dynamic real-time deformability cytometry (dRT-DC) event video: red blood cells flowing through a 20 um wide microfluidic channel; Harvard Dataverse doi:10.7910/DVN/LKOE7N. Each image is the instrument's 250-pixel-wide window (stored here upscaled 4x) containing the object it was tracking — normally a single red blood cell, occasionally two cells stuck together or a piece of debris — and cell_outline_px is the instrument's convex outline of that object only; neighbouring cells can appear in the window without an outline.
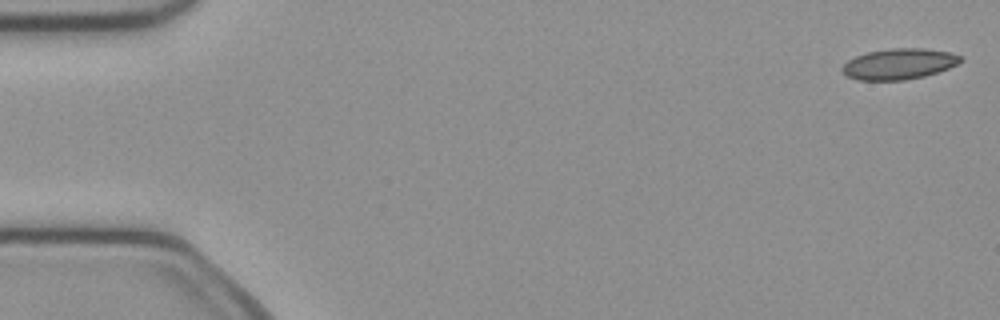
{"species": "common noctule bat (a hibernating species)", "species_latin": "Nyctalus noctula", "temperature_condition": "cold", "stored_images_in_passage": 50, "camera_frame_rate_fps": 3000, "um_per_image_px": 0.085, "animal": {"sex": "female", "body_mass_g": 21.9}, "frame": {"image": 1, "passage_image": 1, "time_ms": 0.0, "image_size_px": [1000, 320], "cell_outline_px": [[964, 60], [948, 68], [924, 76], [904, 80], [856, 80], [848, 76], [840, 68], [848, 60], [856, 56], [868, 52], [892, 48], [924, 48], [948, 52], [960, 56]], "centroid_in_image_um": [76.4, 5.43], "position_along_channel_um": 8.6, "area_um2": 21.04}}
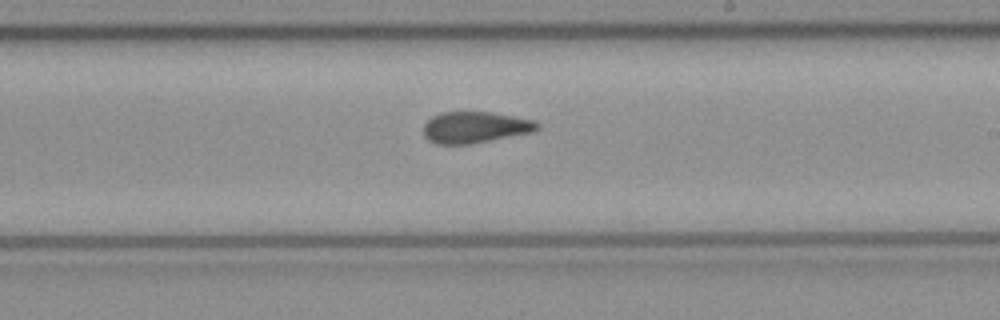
{"frame": {"image": 2, "passage_image": 29, "time_ms": 9.333, "image_size_px": [1000, 320], "cell_outline_px": [[540, 128], [536, 132], [472, 144], [436, 144], [428, 140], [424, 136], [424, 124], [432, 116], [440, 112], [488, 112], [512, 116], [532, 120], [540, 124]], "centroid_in_image_um": [40.4, 10.83], "position_along_channel_um": 248.6, "area_um2": 20.98}}
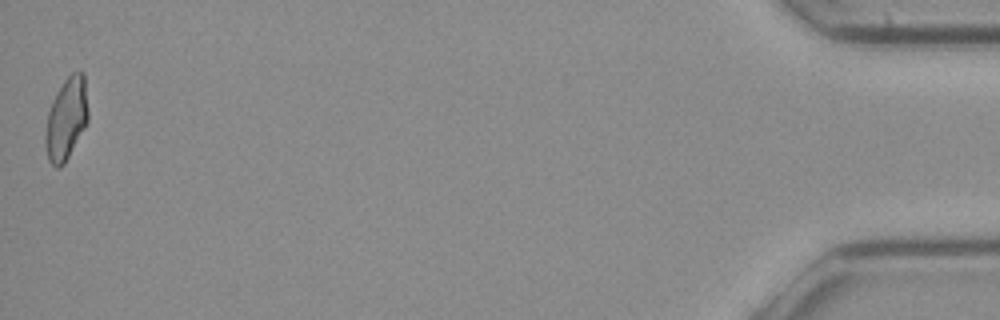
{"frame": {"image": 3, "passage_image": 50, "time_ms": 16.333, "image_size_px": [1000, 320], "cell_outline_px": [[88, 120], [84, 128], [64, 164], [60, 168], [56, 168], [48, 160], [44, 144], [44, 136], [48, 112], [52, 100], [56, 92], [64, 80], [72, 72], [80, 68], [84, 72], [88, 112]], "centroid_in_image_um": [5.62, 10.07], "position_along_channel_um": 429.6, "area_um2": 20.69}, "authors_computed_cell_mechanics": {"area_um2": 21.0681, "velocity_mm_per_s": 4.0387, "shape_relaxation_time_tau1_ms": null, "shape_relaxation_time_tau2_ms": 1.9591, "deformation_change_tau1": null, "deformation_change_tau2": 0.1033}}